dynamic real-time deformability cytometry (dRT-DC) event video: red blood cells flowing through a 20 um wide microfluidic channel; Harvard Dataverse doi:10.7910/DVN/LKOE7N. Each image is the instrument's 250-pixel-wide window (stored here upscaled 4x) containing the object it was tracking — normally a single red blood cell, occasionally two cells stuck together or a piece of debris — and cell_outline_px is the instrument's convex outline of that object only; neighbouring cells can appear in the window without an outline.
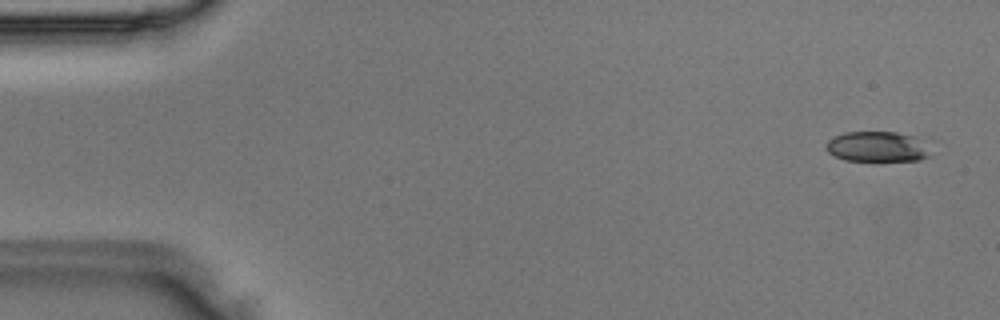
{"species": "Egyptian fruit bat (a non-hibernating species)", "species_latin": "Rousettus aegyptiacus", "temperature_condition": "room temperature", "stored_images_in_passage": 5, "camera_frame_rate_fps": 3000, "um_per_image_px": 0.085, "animal": {"sex": "male"}, "frame": {"image": 1, "passage_image": 1, "time_ms": 0.0, "image_size_px": [1000, 320], "cell_outline_px": [[928, 156], [920, 160], [844, 160], [828, 152], [824, 148], [824, 144], [828, 140], [844, 132], [896, 132], [912, 136]], "centroid_in_image_um": [74.37, 12.46], "position_along_channel_um": 10.6, "area_um2": 17.57}}
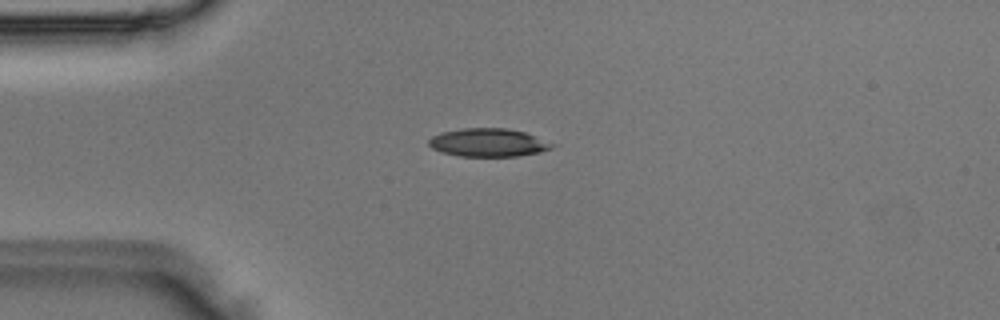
{"frame": {"image": 2, "passage_image": 4, "time_ms": 1.0, "image_size_px": [1000, 320], "cell_outline_px": [[556, 144], [552, 148], [540, 152], [516, 156], [460, 156], [444, 152], [432, 148], [428, 144], [428, 140], [432, 136], [440, 132], [464, 128], [508, 128], [524, 132]], "centroid_in_image_um": [41.5, 12.11], "position_along_channel_um": 43.5, "area_um2": 20.17}}